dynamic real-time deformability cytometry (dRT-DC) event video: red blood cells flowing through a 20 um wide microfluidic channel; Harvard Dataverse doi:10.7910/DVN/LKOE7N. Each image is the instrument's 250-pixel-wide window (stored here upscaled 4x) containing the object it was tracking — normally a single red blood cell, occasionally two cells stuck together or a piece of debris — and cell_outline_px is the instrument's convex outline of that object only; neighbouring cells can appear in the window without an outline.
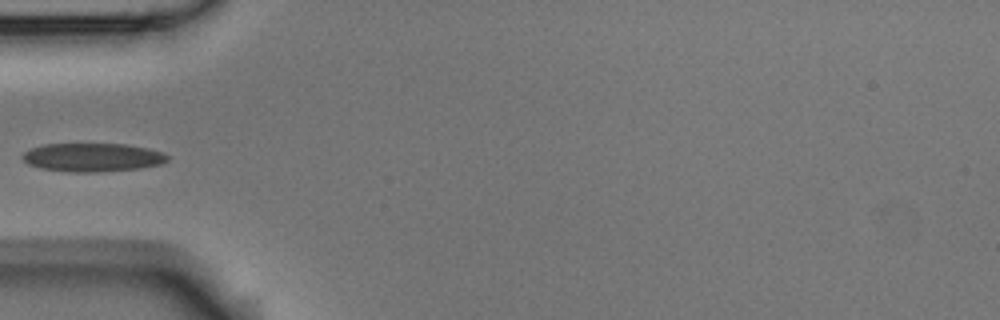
{"species": "Egyptian fruit bat (a non-hibernating species)", "species_latin": "Rousettus aegyptiacus", "temperature_condition": "room temperature", "stored_images_in_passage": 4, "camera_frame_rate_fps": 3000, "um_per_image_px": 0.085, "animal": {"sex": "male"}, "frame": {"image": 1, "passage_image": 4, "time_ms": 3.333, "image_size_px": [1000, 320], "cell_outline_px": [[168, 160], [164, 164], [140, 168], [96, 172], [68, 172], [40, 168], [28, 164], [20, 156], [24, 152], [32, 148], [44, 144], [128, 144], [148, 148], [164, 152], [168, 156]], "centroid_in_image_um": [7.89, 13.37], "position_along_channel_um": 77.1, "area_um2": 24.28}}